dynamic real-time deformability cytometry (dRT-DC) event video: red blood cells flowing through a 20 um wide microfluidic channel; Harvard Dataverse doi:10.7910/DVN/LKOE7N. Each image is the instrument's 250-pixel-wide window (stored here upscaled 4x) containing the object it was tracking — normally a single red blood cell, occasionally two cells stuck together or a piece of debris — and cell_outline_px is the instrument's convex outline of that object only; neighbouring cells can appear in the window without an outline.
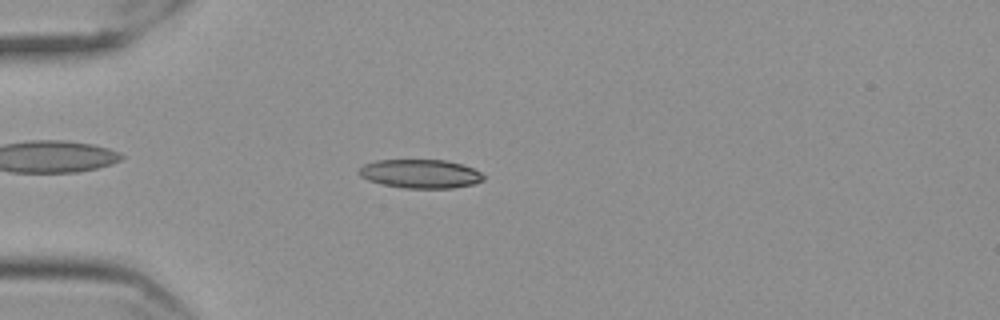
{"species": "Egyptian fruit bat (a non-hibernating species)", "species_latin": "Rousettus aegyptiacus", "temperature_condition": "cold", "stored_images_in_passage": 56, "camera_frame_rate_fps": 3000, "um_per_image_px": 0.085, "frame": {"image": 1, "passage_image": 15, "time_ms": 4.667, "image_size_px": [1000, 320], "cell_outline_px": [[484, 180], [472, 184], [452, 188], [404, 188], [384, 184], [368, 180], [360, 176], [356, 172], [364, 164], [376, 160], [444, 160], [460, 164], [472, 168], [480, 172], [484, 176]], "centroid_in_image_um": [35.7, 14.77], "position_along_channel_um": 49.3, "area_um2": 20.75}}
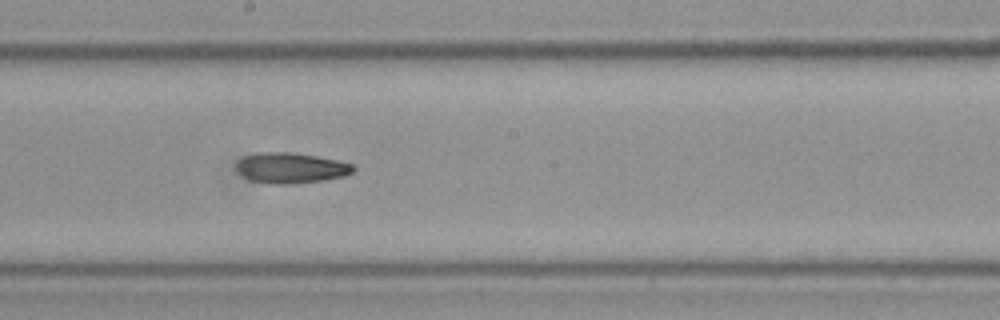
{"frame": {"image": 2, "passage_image": 31, "time_ms": 10.0, "image_size_px": [1000, 320], "cell_outline_px": [[356, 168], [352, 172], [344, 176], [324, 180], [288, 184], [272, 184], [248, 180], [240, 176], [236, 168], [236, 164], [244, 156], [260, 152], [292, 152], [340, 160], [352, 164]], "centroid_in_image_um": [24.7, 14.27], "position_along_channel_um": 223.5, "area_um2": 20.98}}
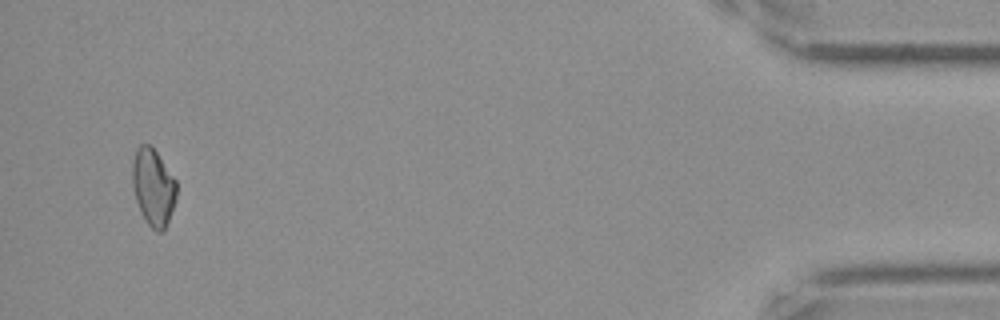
{"frame": {"image": 3, "passage_image": 54, "time_ms": 17.667, "image_size_px": [1000, 320], "cell_outline_px": [[176, 196], [168, 220], [164, 228], [160, 232], [156, 232], [148, 224], [140, 212], [132, 188], [132, 160], [136, 148], [140, 144], [152, 144], [176, 180]], "centroid_in_image_um": [12.99, 15.85], "position_along_channel_um": 422.2, "area_um2": 19.94}, "authors_computed_cell_mechanics": {"area_um2": 20.4612, "velocity_mm_per_s": 3.563, "shape_relaxation_time_tau1_ms": null, "shape_relaxation_time_tau2_ms": 11.1253, "deformation_change_tau1": null, "deformation_change_tau2": 0.2086}}